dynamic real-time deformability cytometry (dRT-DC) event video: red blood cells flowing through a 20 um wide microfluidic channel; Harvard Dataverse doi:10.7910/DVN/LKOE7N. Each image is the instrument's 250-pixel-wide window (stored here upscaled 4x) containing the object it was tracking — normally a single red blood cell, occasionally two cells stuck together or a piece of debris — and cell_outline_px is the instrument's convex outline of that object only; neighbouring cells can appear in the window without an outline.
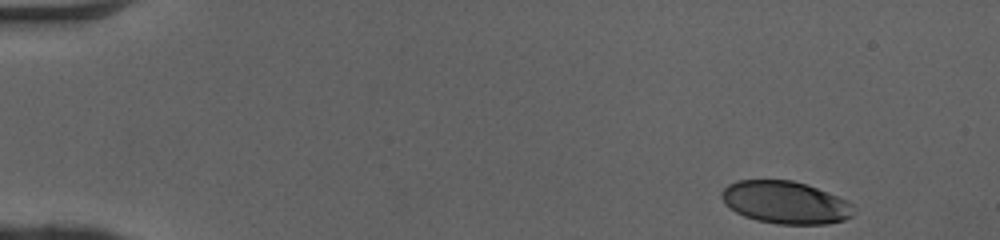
{"species": "human", "species_latin": "Homo sapiens", "temperature_condition": "cold", "stored_images_in_passage": 46, "camera_frame_rate_fps": 3000, "um_per_image_px": 0.085, "donor": {"sex": "female"}, "frame": {"image": 1, "passage_image": 1, "time_ms": 0.0, "image_size_px": [1000, 240], "cell_outline_px": [[852, 216], [844, 220], [828, 224], [776, 224], [756, 220], [744, 216], [736, 212], [724, 204], [720, 196], [720, 192], [728, 184], [736, 180], [792, 180], [808, 184], [848, 200], [852, 204]], "centroid_in_image_um": [66.74, 17.2], "position_along_channel_um": 18.3, "area_um2": 33.0}}
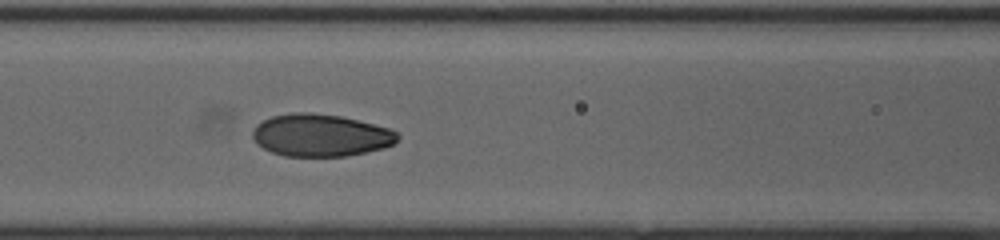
{"frame": {"image": 2, "passage_image": 19, "time_ms": 6.0, "image_size_px": [1000, 240], "cell_outline_px": [[400, 136], [392, 144], [384, 148], [344, 156], [284, 156], [272, 152], [256, 144], [252, 136], [252, 132], [256, 124], [272, 116], [292, 112], [308, 112], [340, 116], [392, 128]], "centroid_in_image_um": [27.24, 11.49], "position_along_channel_um": 139.4, "area_um2": 35.78}}
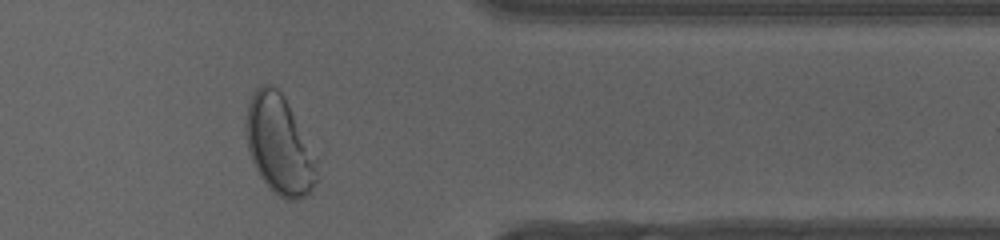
{"frame": {"image": 3, "passage_image": 38, "time_ms": 12.333, "image_size_px": [1000, 240], "cell_outline_px": [[316, 180], [308, 196], [296, 200], [288, 200], [280, 196], [268, 188], [260, 176], [252, 160], [248, 148], [244, 128], [244, 124], [248, 104], [252, 92], [260, 84], [268, 84], [276, 88], [280, 92], [288, 104], [316, 160]], "centroid_in_image_um": [23.69, 12.32], "position_along_channel_um": 387.7, "area_um2": 40.34}, "authors_computed_cell_mechanics": {"area_um2": 35.2291, "velocity_mm_per_s": 4.08, "shape_relaxation_time_tau1_ms": 3.2883, "shape_relaxation_time_tau2_ms": null, "deformation_change_tau1": 0.1569, "deformation_change_tau2": null}}